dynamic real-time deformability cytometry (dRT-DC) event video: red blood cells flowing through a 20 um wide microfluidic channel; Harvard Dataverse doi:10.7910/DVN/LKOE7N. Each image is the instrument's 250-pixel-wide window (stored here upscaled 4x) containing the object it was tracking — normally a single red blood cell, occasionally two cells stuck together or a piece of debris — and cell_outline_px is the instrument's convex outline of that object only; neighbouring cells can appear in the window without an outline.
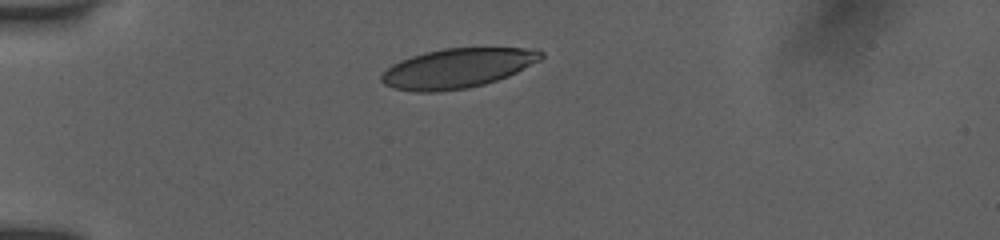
{"species": "human", "species_latin": "Homo sapiens", "temperature_condition": "room temperature", "stored_images_in_passage": 17, "camera_frame_rate_fps": 3000, "um_per_image_px": 0.085, "donor": {"sex": "female"}, "frame": {"image": 1, "passage_image": 1, "time_ms": 0.0, "image_size_px": [1000, 240], "cell_outline_px": [[544, 56], [540, 60], [508, 76], [484, 84], [468, 88], [440, 92], [416, 92], [392, 88], [384, 84], [380, 80], [380, 76], [392, 64], [400, 60], [424, 52], [444, 48], [540, 48], [544, 52]], "centroid_in_image_um": [38.88, 5.8], "position_along_channel_um": 46.1, "area_um2": 36.99}}
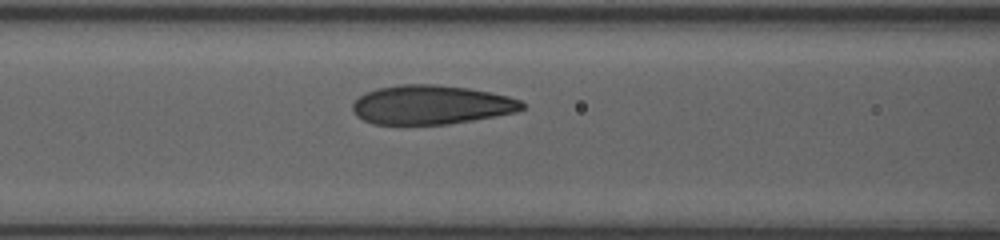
{"frame": {"image": 2, "passage_image": 10, "time_ms": 3.0, "image_size_px": [1000, 240], "cell_outline_px": [[524, 108], [516, 112], [496, 116], [448, 124], [372, 124], [356, 116], [352, 112], [352, 104], [360, 96], [376, 88], [400, 84], [436, 84], [468, 88], [508, 96], [520, 100], [524, 104]], "centroid_in_image_um": [36.63, 8.91], "position_along_channel_um": 130.0, "area_um2": 38.61}}
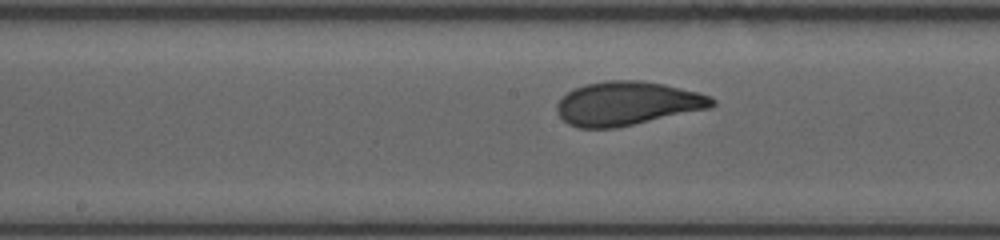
{"frame": {"image": 3, "passage_image": 15, "time_ms": 4.667, "image_size_px": [1000, 240], "cell_outline_px": [[716, 104], [712, 108], [616, 128], [580, 128], [568, 124], [556, 112], [556, 104], [568, 92], [584, 84], [604, 80], [640, 80], [664, 84], [700, 92], [712, 96], [716, 100]], "centroid_in_image_um": [53.36, 8.79], "position_along_channel_um": 194.8, "area_um2": 39.94}}